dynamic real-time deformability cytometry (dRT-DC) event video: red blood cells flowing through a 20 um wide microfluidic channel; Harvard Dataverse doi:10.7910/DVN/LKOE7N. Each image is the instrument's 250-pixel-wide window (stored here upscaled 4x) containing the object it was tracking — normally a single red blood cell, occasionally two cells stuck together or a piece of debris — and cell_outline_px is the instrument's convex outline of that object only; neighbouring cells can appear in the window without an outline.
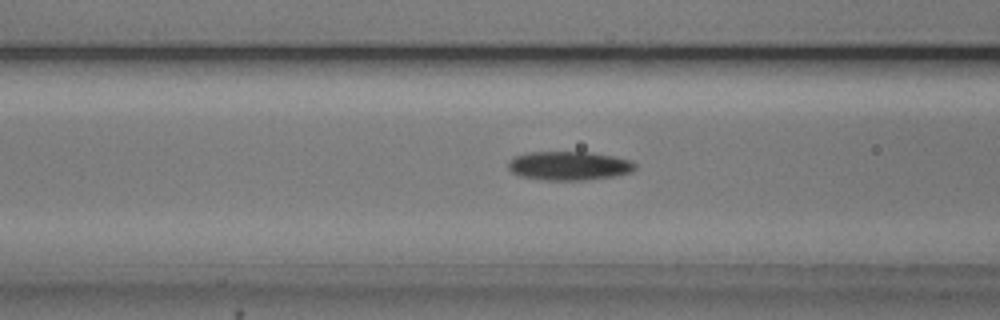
{"species": "common noctule bat (a hibernating species)", "species_latin": "Nyctalus noctula", "temperature_condition": "cold", "stored_images_in_passage": 46, "camera_frame_rate_fps": 3000, "um_per_image_px": 0.085, "animal": {"sex": "male", "body_mass_g": 20.5, "forearm_length_mm": 52.5}, "frame": {"image": 1, "passage_image": 13, "time_ms": 4.0, "image_size_px": [1000, 320], "cell_outline_px": [[636, 168], [632, 172], [616, 176], [584, 180], [544, 180], [520, 176], [512, 172], [508, 168], [508, 160], [516, 156], [528, 152], [592, 152], [616, 156], [632, 160], [636, 164]], "centroid_in_image_um": [48.41, 14.09], "position_along_channel_um": 118.2, "area_um2": 21.62}}
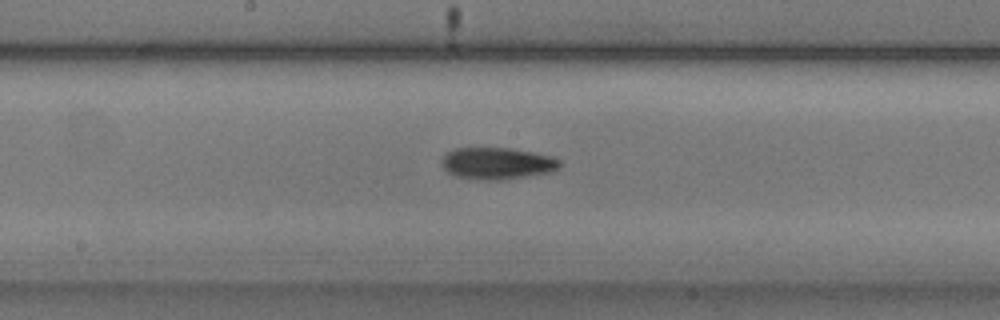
{"frame": {"image": 2, "passage_image": 20, "time_ms": 6.333, "image_size_px": [1000, 320], "cell_outline_px": [[560, 168], [548, 172], [500, 180], [480, 180], [456, 176], [448, 172], [444, 168], [444, 156], [448, 152], [456, 148], [508, 148], [532, 152], [552, 156], [560, 160]], "centroid_in_image_um": [42.28, 13.88], "position_along_channel_um": 205.9, "area_um2": 21.5}}
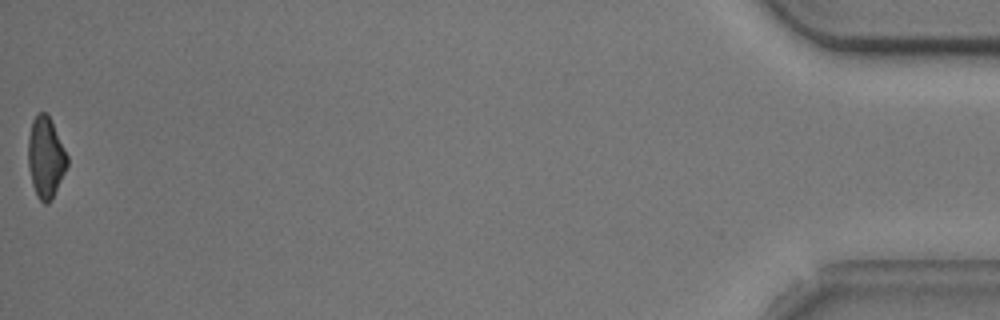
{"frame": {"image": 3, "passage_image": 46, "time_ms": 15.0, "image_size_px": [1000, 320], "cell_outline_px": [[68, 164], [52, 200], [48, 204], [44, 204], [36, 196], [32, 184], [28, 168], [28, 140], [32, 120], [40, 112], [44, 112], [48, 116], [68, 156]], "centroid_in_image_um": [3.87, 13.44], "position_along_channel_um": 431.3, "area_um2": 18.26}, "authors_computed_cell_mechanics": {"area_um2": 20.2011, "velocity_mm_per_s": 3.7393, "shape_relaxation_time_tau1_ms": 4.4221, "shape_relaxation_time_tau2_ms": null, "deformation_change_tau1": 0.1169, "deformation_change_tau2": null}}